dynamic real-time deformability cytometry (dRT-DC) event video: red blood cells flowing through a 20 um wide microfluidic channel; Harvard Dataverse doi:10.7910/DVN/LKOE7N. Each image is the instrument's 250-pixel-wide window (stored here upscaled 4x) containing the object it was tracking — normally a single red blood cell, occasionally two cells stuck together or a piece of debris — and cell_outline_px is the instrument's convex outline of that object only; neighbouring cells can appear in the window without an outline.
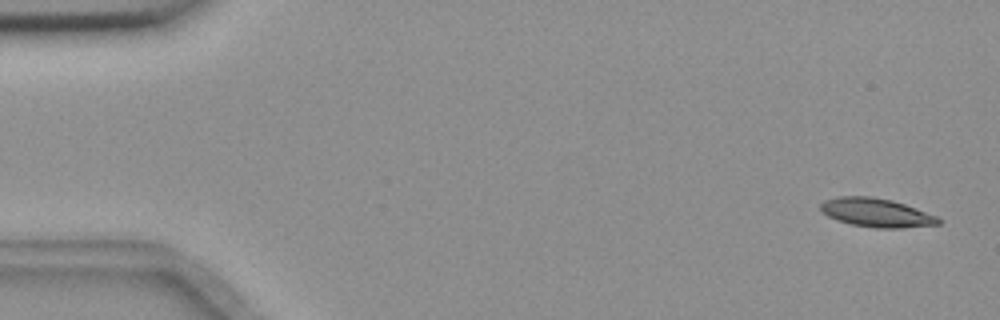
{"species": "common noctule bat (a hibernating species)", "species_latin": "Nyctalus noctula", "temperature_condition": "room temperature", "stored_images_in_passage": 11, "camera_frame_rate_fps": 3000, "um_per_image_px": 0.085, "animal": {"sex": "female", "body_mass_g": 18.4}, "frame": {"image": 1, "passage_image": 2, "time_ms": 0.333, "image_size_px": [1000, 320], "cell_outline_px": [[940, 224], [900, 228], [876, 228], [852, 224], [836, 220], [828, 216], [820, 208], [820, 204], [824, 200], [840, 196], [868, 196], [892, 200], [904, 204], [936, 216], [940, 220]], "centroid_in_image_um": [74.46, 18.07], "position_along_channel_um": 10.5, "area_um2": 19.48}}